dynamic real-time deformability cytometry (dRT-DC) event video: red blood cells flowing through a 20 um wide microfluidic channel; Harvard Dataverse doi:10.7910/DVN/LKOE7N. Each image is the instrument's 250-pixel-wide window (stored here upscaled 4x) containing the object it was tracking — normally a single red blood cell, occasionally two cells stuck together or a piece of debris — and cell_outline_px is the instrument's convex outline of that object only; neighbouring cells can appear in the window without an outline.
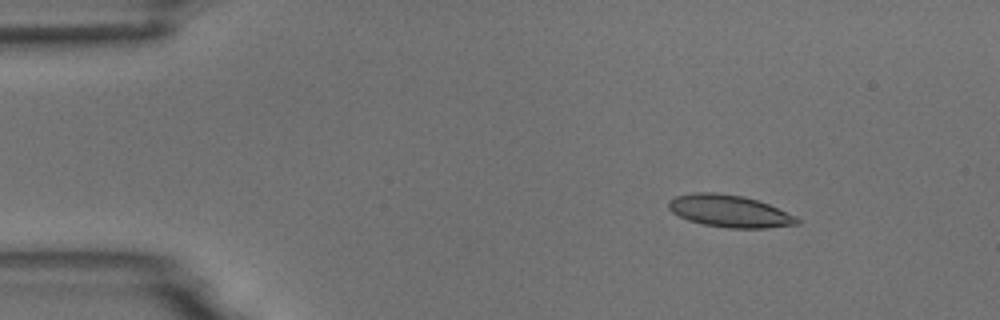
{"species": "common noctule bat (a hibernating species)", "species_latin": "Nyctalus noctula", "temperature_condition": "room temperature", "stored_images_in_passage": 4, "camera_frame_rate_fps": 3000, "um_per_image_px": 0.085, "animal": {"sex": "male", "body_mass_g": 18.8}, "frame": {"image": 1, "passage_image": 1, "time_ms": 0.0, "image_size_px": [1000, 320], "cell_outline_px": [[800, 224], [768, 228], [728, 228], [704, 224], [688, 220], [672, 212], [668, 208], [668, 200], [676, 196], [692, 192], [716, 192], [744, 196], [768, 204], [796, 216], [800, 220]], "centroid_in_image_um": [62.0, 17.94], "position_along_channel_um": 23.0, "area_um2": 24.16}}
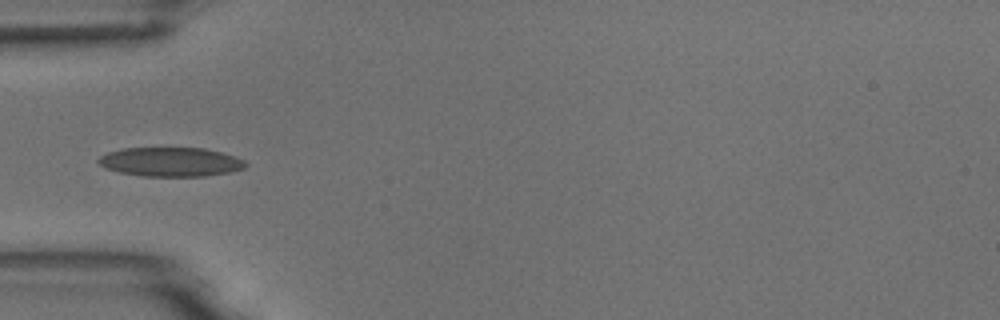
{"frame": {"image": 2, "passage_image": 4, "time_ms": 3.333, "image_size_px": [1000, 320], "cell_outline_px": [[248, 164], [244, 168], [232, 172], [204, 176], [144, 176], [120, 172], [104, 168], [96, 160], [100, 156], [108, 152], [124, 148], [204, 148], [236, 156], [244, 160]], "centroid_in_image_um": [14.52, 13.76], "position_along_channel_um": 70.5, "area_um2": 25.03}}